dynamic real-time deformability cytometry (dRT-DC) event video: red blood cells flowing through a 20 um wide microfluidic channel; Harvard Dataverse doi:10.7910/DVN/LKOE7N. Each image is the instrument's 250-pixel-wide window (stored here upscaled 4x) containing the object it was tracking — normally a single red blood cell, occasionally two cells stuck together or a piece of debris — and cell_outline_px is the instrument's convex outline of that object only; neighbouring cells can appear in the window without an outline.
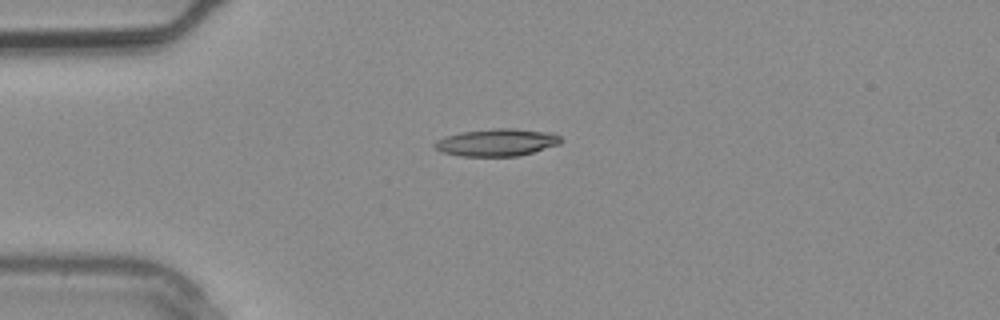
{"species": "common noctule bat (a hibernating species)", "species_latin": "Nyctalus noctula", "temperature_condition": "warm", "stored_images_in_passage": 1, "camera_frame_rate_fps": 3000, "um_per_image_px": 0.085, "animal": {"sex": "male", "body_mass_g": 20.4}, "frame": {"image": 1, "passage_image": 1, "time_ms": 0.0, "image_size_px": [1000, 320], "cell_outline_px": [[564, 140], [560, 144], [532, 152], [516, 156], [460, 156], [440, 152], [432, 144], [436, 140], [444, 136], [464, 132], [496, 128], [512, 128], [552, 132], [560, 136]], "centroid_in_image_um": [42.23, 12.1], "position_along_channel_um": 42.8, "area_um2": 20.17}}